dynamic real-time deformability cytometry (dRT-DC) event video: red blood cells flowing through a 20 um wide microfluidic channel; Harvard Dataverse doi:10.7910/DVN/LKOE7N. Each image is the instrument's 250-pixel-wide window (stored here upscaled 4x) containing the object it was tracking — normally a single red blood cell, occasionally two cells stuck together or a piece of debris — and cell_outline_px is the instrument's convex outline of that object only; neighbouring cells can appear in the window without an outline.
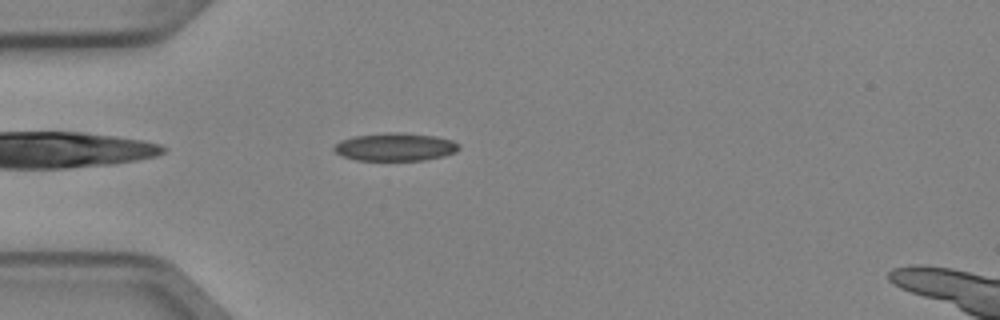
{"species": "Egyptian fruit bat (a non-hibernating species)", "species_latin": "Rousettus aegyptiacus", "temperature_condition": "cold", "stored_images_in_passage": 3, "camera_frame_rate_fps": 3000, "um_per_image_px": 0.085, "animal": {"sex": "female"}, "frame": {"image": 1, "passage_image": 3, "time_ms": 0.667, "image_size_px": [1000, 320], "cell_outline_px": [[460, 148], [456, 152], [444, 156], [424, 160], [356, 160], [344, 156], [336, 152], [332, 148], [340, 140], [356, 136], [388, 132], [400, 132], [436, 136], [452, 140], [460, 144]], "centroid_in_image_um": [33.63, 12.48], "position_along_channel_um": 51.4, "area_um2": 20.35}}